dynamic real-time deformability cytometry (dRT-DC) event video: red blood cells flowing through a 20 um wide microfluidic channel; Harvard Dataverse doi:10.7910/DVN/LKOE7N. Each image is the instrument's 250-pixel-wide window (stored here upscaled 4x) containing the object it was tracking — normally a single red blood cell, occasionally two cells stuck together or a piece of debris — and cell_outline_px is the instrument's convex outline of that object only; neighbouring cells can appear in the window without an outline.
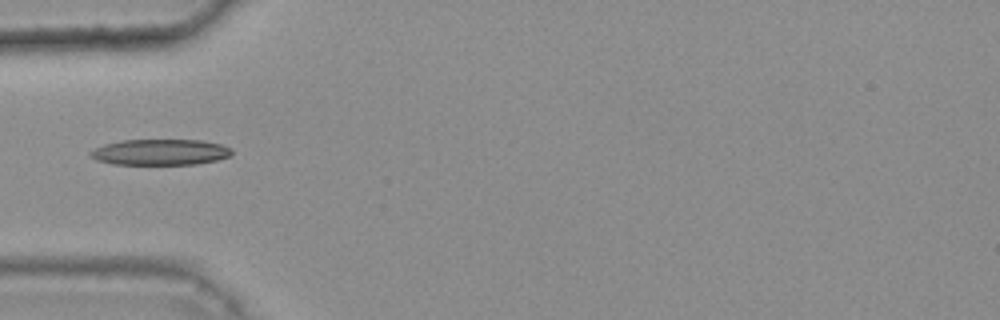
{"species": "common noctule bat (a hibernating species)", "species_latin": "Nyctalus noctula", "temperature_condition": "warm", "stored_images_in_passage": 4, "camera_frame_rate_fps": 3000, "um_per_image_px": 0.085, "animal": {"sex": "female", "body_mass_g": 25.1}, "frame": {"image": 1, "passage_image": 1, "time_ms": 0.0, "image_size_px": [1000, 320], "cell_outline_px": [[232, 156], [216, 160], [196, 164], [112, 164], [96, 160], [88, 156], [88, 152], [104, 144], [120, 140], [204, 140], [220, 144], [232, 148]], "centroid_in_image_um": [13.61, 12.93], "position_along_channel_um": 71.4, "area_um2": 21.5}}